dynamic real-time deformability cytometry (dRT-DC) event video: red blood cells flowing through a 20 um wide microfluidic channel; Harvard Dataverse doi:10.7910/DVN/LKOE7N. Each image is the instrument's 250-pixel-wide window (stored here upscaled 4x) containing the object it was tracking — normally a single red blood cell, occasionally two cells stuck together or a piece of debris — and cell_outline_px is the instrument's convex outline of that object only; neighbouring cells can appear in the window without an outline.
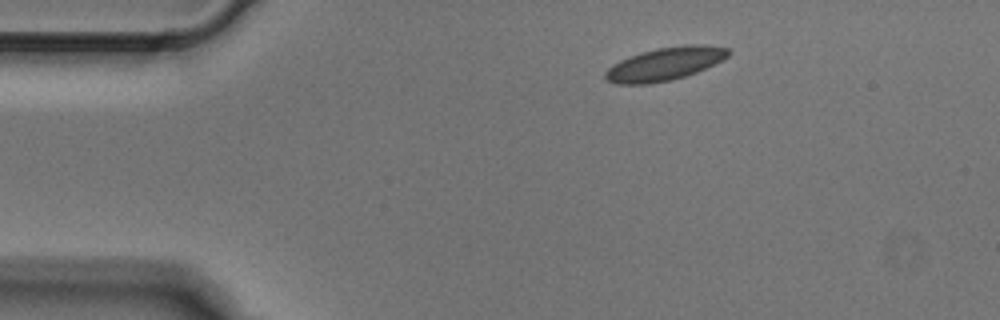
{"species": "Egyptian fruit bat (a non-hibernating species)", "species_latin": "Rousettus aegyptiacus", "temperature_condition": "cold", "stored_images_in_passage": 2, "camera_frame_rate_fps": 3000, "um_per_image_px": 0.085, "animal": {"sex": "male"}, "frame": {"image": 1, "passage_image": 1, "time_ms": 0.0, "image_size_px": [1000, 320], "cell_outline_px": [[732, 52], [728, 56], [696, 72], [672, 80], [648, 84], [616, 84], [604, 80], [604, 72], [612, 64], [620, 60], [640, 52], [656, 48], [684, 44], [704, 44], [728, 48]], "centroid_in_image_um": [56.47, 5.42], "position_along_channel_um": 28.5, "area_um2": 23.81}}